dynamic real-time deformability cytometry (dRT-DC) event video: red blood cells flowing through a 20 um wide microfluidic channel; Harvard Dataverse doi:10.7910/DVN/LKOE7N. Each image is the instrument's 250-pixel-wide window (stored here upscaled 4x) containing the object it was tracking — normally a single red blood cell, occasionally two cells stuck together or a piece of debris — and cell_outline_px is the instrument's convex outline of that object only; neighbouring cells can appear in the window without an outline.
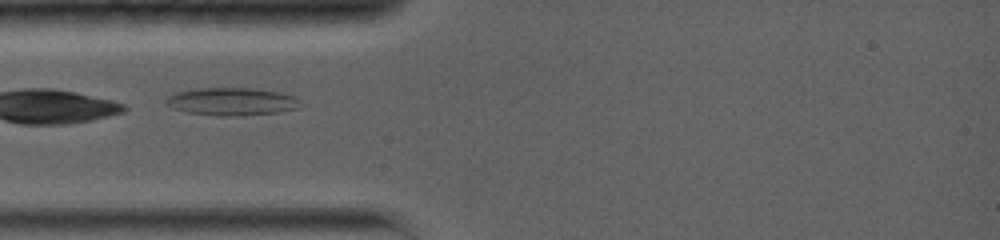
{"species": "common noctule bat (a hibernating species)", "species_latin": "Nyctalus noctula", "temperature_condition": "warm", "stored_images_in_passage": 10, "camera_frame_rate_fps": 5000, "um_per_image_px": 0.085, "animal": {"sex": "female", "body_mass_g": 19.0, "forearm_length_mm": 56.7}, "frame": {"image": 1, "passage_image": 1, "time_ms": 0.0, "image_size_px": [1000, 240], "cell_outline_px": [[300, 100], [296, 108], [276, 112], [240, 116], [216, 116], [188, 112], [172, 108], [164, 104], [164, 100], [168, 96], [176, 92], [196, 88], [252, 88], [280, 92], [296, 96]], "centroid_in_image_um": [19.64, 8.63], "position_along_channel_um": 65.4, "area_um2": 21.79}}
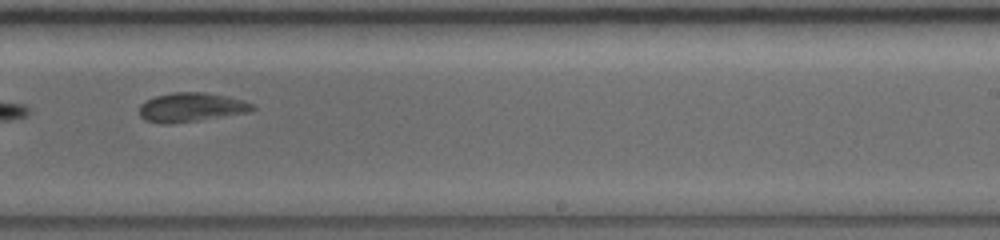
{"frame": {"image": 2, "passage_image": 6, "time_ms": 5.6, "image_size_px": [1000, 240], "cell_outline_px": [[256, 108], [252, 112], [172, 124], [160, 124], [144, 120], [140, 116], [140, 104], [156, 96], [172, 92], [204, 92], [228, 96], [244, 100], [256, 104]], "centroid_in_image_um": [16.3, 9.12], "position_along_channel_um": 272.7, "area_um2": 19.48}}
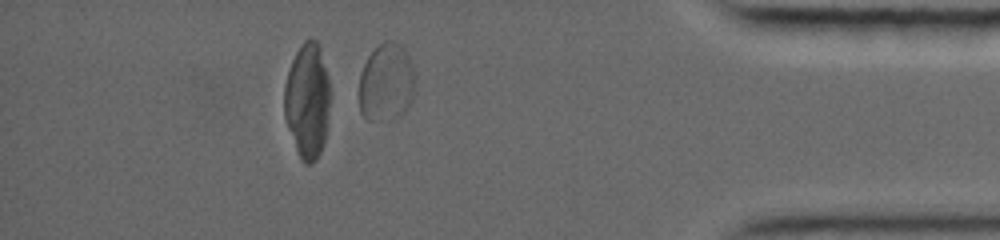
{"frame": {"image": 3, "passage_image": 10, "time_ms": 10.0, "image_size_px": [1000, 240], "cell_outline_px": [[416, 76], [412, 96], [404, 112], [400, 116], [372, 120], [368, 120], [360, 112], [360, 72], [368, 56], [384, 40], [392, 40], [400, 44], [408, 56], [416, 72]], "centroid_in_image_um": [32.85, 6.97], "position_along_channel_um": 402.4, "area_um2": 25.26}}